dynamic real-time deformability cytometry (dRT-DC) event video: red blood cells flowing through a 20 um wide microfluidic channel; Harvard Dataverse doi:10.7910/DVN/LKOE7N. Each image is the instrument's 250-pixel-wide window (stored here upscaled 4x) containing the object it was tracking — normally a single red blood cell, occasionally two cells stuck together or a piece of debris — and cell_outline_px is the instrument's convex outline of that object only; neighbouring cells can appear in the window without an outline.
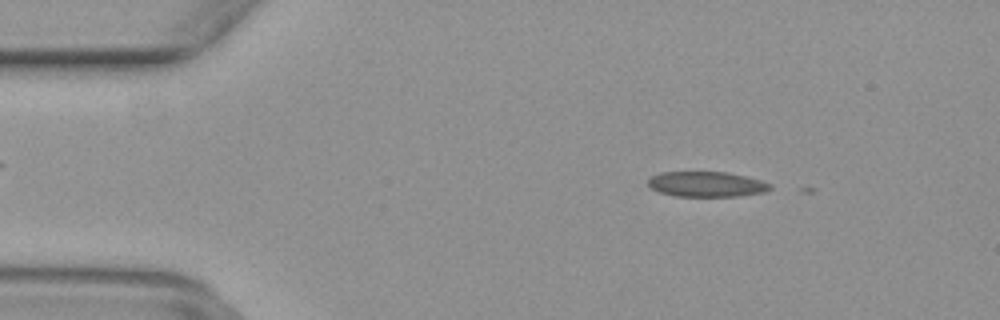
{"species": "common noctule bat (a hibernating species)", "species_latin": "Nyctalus noctula", "temperature_condition": "warm", "stored_images_in_passage": 3, "camera_frame_rate_fps": 3000, "um_per_image_px": 0.085, "animal": {"sex": "female", "body_mass_g": 29.2, "forearm_length_mm": 56.3}, "frame": {"image": 1, "passage_image": 2, "time_ms": 0.333, "image_size_px": [1000, 320], "cell_outline_px": [[772, 188], [764, 192], [736, 196], [676, 196], [660, 192], [652, 188], [648, 184], [648, 180], [652, 176], [660, 172], [728, 172], [760, 180], [772, 184]], "centroid_in_image_um": [60.06, 15.65], "position_along_channel_um": 24.9, "area_um2": 17.8}}